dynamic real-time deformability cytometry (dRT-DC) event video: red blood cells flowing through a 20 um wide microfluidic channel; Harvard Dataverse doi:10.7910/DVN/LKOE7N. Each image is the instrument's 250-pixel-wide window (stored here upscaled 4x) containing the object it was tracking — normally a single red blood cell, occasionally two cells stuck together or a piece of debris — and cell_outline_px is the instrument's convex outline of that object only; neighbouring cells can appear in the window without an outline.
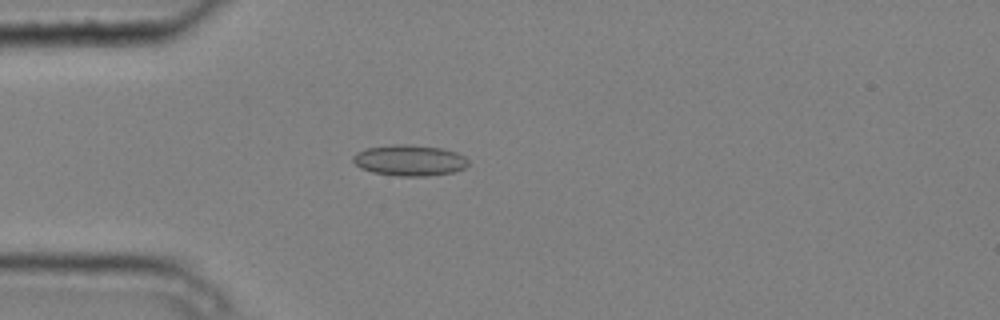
{"species": "common noctule bat (a hibernating species)", "species_latin": "Nyctalus noctula", "temperature_condition": "cold", "stored_images_in_passage": 4, "camera_frame_rate_fps": 3000, "um_per_image_px": 0.085, "animal": {"sex": "male", "body_mass_g": 20.4}, "frame": {"image": 1, "passage_image": 3, "time_ms": 0.667, "image_size_px": [1000, 320], "cell_outline_px": [[468, 164], [464, 168], [452, 172], [428, 176], [396, 176], [372, 172], [360, 168], [352, 160], [352, 156], [356, 152], [364, 148], [392, 144], [412, 144], [444, 148], [456, 152], [464, 156], [468, 160]], "centroid_in_image_um": [34.78, 13.61], "position_along_channel_um": 50.2, "area_um2": 21.1}}